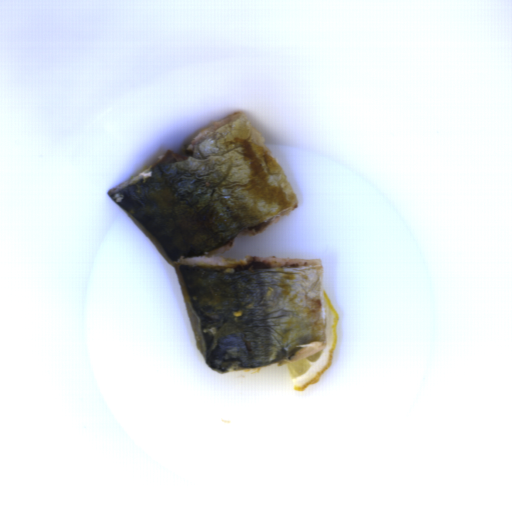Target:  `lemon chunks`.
Here are the masks:
<instances>
[{
    "mask_svg": "<svg viewBox=\"0 0 512 512\" xmlns=\"http://www.w3.org/2000/svg\"><path fill=\"white\" fill-rule=\"evenodd\" d=\"M327 312L325 344L317 353L295 363L286 364L294 390L302 392L309 385L316 384L320 375L328 370L333 361V351L337 346L336 325L339 315L327 294L323 292Z\"/></svg>",
    "mask_w": 512,
    "mask_h": 512,
    "instance_id": "obj_1",
    "label": "lemon chunks"
}]
</instances>
